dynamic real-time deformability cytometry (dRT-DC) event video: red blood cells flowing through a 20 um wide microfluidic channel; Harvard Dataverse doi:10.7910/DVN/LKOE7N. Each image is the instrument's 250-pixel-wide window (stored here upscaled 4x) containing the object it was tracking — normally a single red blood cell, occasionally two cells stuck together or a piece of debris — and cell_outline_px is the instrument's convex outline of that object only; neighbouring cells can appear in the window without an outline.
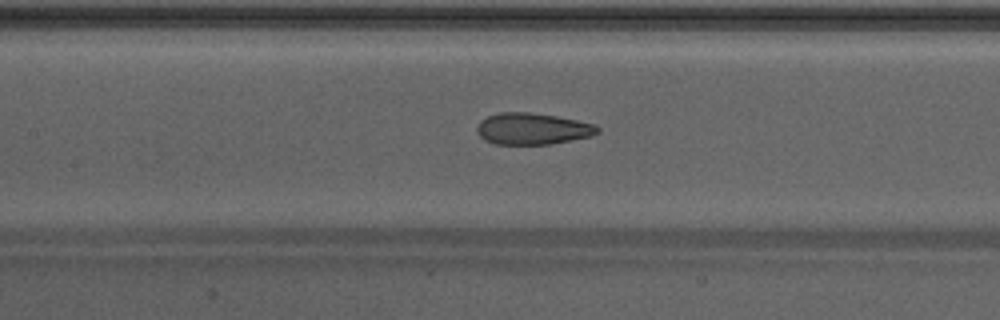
{"species": "Egyptian fruit bat (a non-hibernating species)", "species_latin": "Rousettus aegyptiacus", "temperature_condition": "warm", "stored_images_in_passage": 43, "camera_frame_rate_fps": 3000, "um_per_image_px": 0.085, "animal": {"sex": "male"}, "frame": {"image": 1, "passage_image": 18, "time_ms": 5.667, "image_size_px": [1000, 320], "cell_outline_px": [[600, 132], [592, 136], [548, 144], [496, 144], [484, 140], [480, 136], [476, 128], [480, 120], [488, 116], [500, 112], [528, 112], [556, 116], [596, 124], [600, 128]], "centroid_in_image_um": [45.27, 10.94], "position_along_channel_um": 162.1, "area_um2": 22.14}}
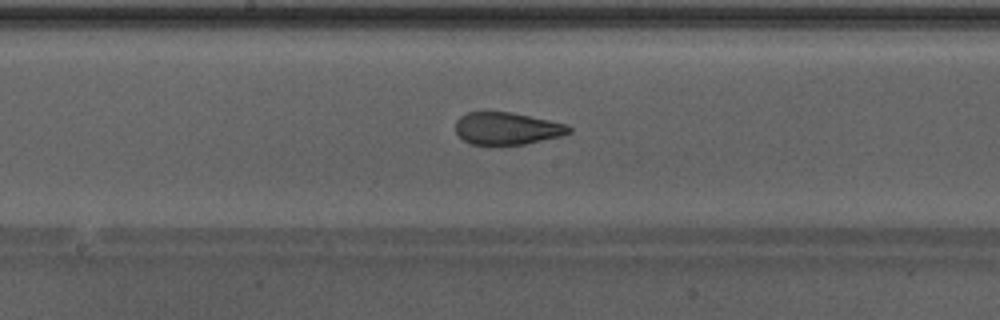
{"frame": {"image": 2, "passage_image": 21, "time_ms": 6.667, "image_size_px": [1000, 320], "cell_outline_px": [[572, 132], [560, 136], [524, 144], [472, 144], [464, 140], [456, 132], [456, 120], [460, 116], [468, 112], [512, 112], [568, 124], [572, 128]], "centroid_in_image_um": [43.12, 10.91], "position_along_channel_um": 205.1, "area_um2": 21.21}}
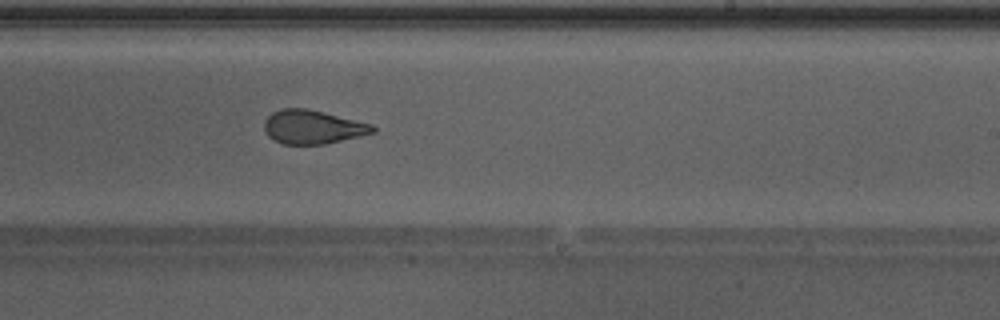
{"frame": {"image": 3, "passage_image": 25, "time_ms": 8.0, "image_size_px": [1000, 320], "cell_outline_px": [[376, 132], [360, 136], [324, 144], [284, 144], [272, 140], [264, 132], [264, 120], [272, 112], [280, 108], [308, 108], [372, 124], [376, 128]], "centroid_in_image_um": [26.55, 10.79], "position_along_channel_um": 262.5, "area_um2": 21.5}, "authors_computed_cell_mechanics": {"area_um2": 22.8888, "velocity_mm_per_s": 4.3112, "shape_relaxation_time_tau1_ms": null, "shape_relaxation_time_tau2_ms": 1.3543, "deformation_change_tau1": null, "deformation_change_tau2": 0.096}}